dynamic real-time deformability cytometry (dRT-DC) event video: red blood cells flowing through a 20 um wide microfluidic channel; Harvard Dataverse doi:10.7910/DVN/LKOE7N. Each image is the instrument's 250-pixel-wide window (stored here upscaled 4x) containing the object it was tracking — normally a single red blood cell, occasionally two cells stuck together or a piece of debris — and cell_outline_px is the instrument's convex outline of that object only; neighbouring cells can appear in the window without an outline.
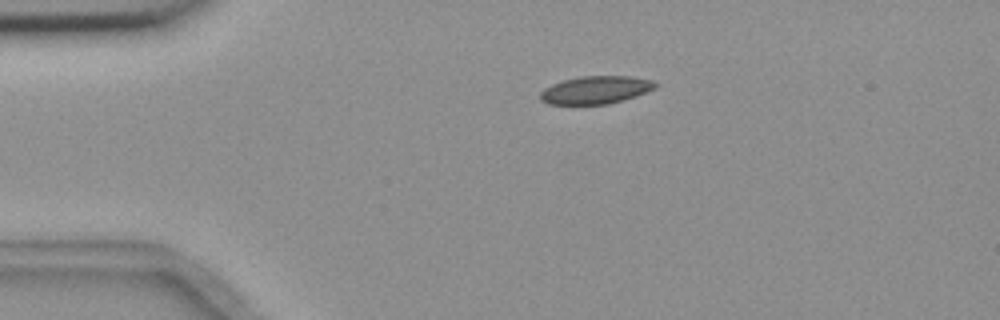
{"species": "common noctule bat (a hibernating species)", "species_latin": "Nyctalus noctula", "temperature_condition": "room temperature", "stored_images_in_passage": 2, "camera_frame_rate_fps": 3000, "um_per_image_px": 0.085, "animal": {"sex": "female", "body_mass_g": 18.4}, "frame": {"image": 1, "passage_image": 1, "time_ms": 0.0, "image_size_px": [1000, 320], "cell_outline_px": [[660, 84], [656, 88], [636, 96], [608, 104], [548, 104], [540, 100], [540, 92], [544, 88], [552, 84], [564, 80], [580, 76], [632, 76], [652, 80]], "centroid_in_image_um": [50.65, 7.64], "position_along_channel_um": 34.3, "area_um2": 18.73}}